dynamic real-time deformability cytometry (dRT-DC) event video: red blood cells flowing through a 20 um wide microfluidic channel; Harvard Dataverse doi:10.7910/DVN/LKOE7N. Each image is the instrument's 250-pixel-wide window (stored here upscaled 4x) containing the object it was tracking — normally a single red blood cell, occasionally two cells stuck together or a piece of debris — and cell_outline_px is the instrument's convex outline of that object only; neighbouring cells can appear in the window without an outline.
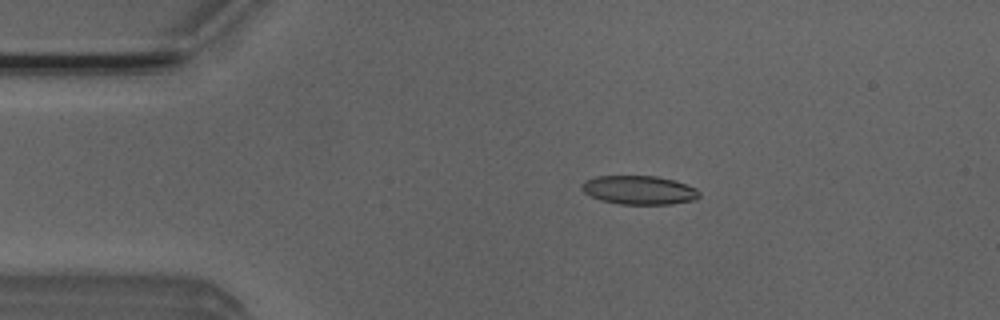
{"species": "Egyptian fruit bat (a non-hibernating species)", "species_latin": "Rousettus aegyptiacus", "temperature_condition": "room temperature", "stored_images_in_passage": 5, "camera_frame_rate_fps": 3000, "um_per_image_px": 0.085, "animal": {"sex": "male"}, "frame": {"image": 1, "passage_image": 3, "time_ms": 0.667, "image_size_px": [1000, 320], "cell_outline_px": [[700, 196], [696, 200], [672, 204], [620, 204], [600, 200], [584, 192], [580, 188], [580, 184], [584, 180], [596, 176], [656, 176], [672, 180], [696, 188], [700, 192]], "centroid_in_image_um": [54.3, 16.16], "position_along_channel_um": 30.7, "area_um2": 19.77}}